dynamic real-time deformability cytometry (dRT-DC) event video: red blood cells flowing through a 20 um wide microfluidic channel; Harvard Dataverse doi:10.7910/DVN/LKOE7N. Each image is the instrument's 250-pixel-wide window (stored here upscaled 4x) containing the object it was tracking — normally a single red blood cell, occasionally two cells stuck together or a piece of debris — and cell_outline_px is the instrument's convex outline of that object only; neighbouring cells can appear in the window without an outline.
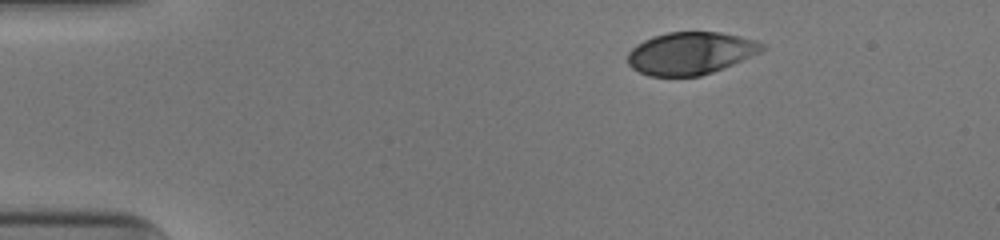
{"species": "human", "species_latin": "Homo sapiens", "temperature_condition": "cold", "stored_images_in_passage": 36, "camera_frame_rate_fps": 3000, "um_per_image_px": 0.085, "donor": {"sex": "male"}, "frame": {"image": 1, "passage_image": 1, "time_ms": 0.0, "image_size_px": [1000, 240], "cell_outline_px": [[764, 48], [760, 52], [732, 64], [712, 72], [700, 76], [648, 76], [632, 68], [628, 64], [628, 52], [636, 44], [652, 36], [668, 32], [720, 32], [756, 40], [764, 44]], "centroid_in_image_um": [58.66, 4.52], "position_along_channel_um": 26.3, "area_um2": 33.06}}
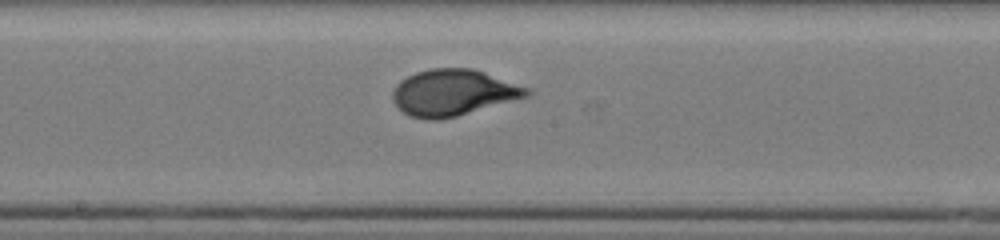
{"frame": {"image": 2, "passage_image": 21, "time_ms": 6.667, "image_size_px": [1000, 240], "cell_outline_px": [[532, 92], [528, 96], [456, 116], [440, 120], [428, 120], [408, 116], [392, 100], [392, 92], [396, 84], [400, 80], [416, 72], [432, 68], [472, 68], [484, 72], [528, 88]], "centroid_in_image_um": [38.48, 7.87], "position_along_channel_um": 209.7, "area_um2": 35.89}}
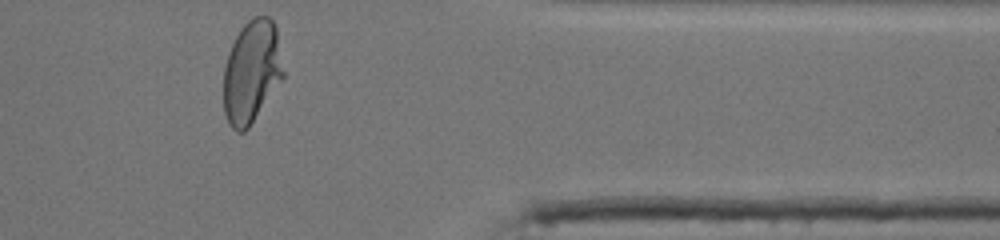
{"frame": {"image": 3, "passage_image": 36, "time_ms": 11.667, "image_size_px": [1000, 240], "cell_outline_px": [[284, 76], [248, 128], [244, 132], [236, 132], [228, 124], [224, 112], [224, 68], [228, 52], [240, 28], [252, 16], [268, 16], [272, 20], [276, 28], [284, 72]], "centroid_in_image_um": [21.37, 6.09], "position_along_channel_um": 390.0, "area_um2": 35.66}, "authors_computed_cell_mechanics": {"area_um2": 35.1135, "velocity_mm_per_s": 3.9413, "shape_relaxation_time_tau1_ms": 4.6195, "shape_relaxation_time_tau2_ms": null, "deformation_change_tau1": 0.2031, "deformation_change_tau2": null}}